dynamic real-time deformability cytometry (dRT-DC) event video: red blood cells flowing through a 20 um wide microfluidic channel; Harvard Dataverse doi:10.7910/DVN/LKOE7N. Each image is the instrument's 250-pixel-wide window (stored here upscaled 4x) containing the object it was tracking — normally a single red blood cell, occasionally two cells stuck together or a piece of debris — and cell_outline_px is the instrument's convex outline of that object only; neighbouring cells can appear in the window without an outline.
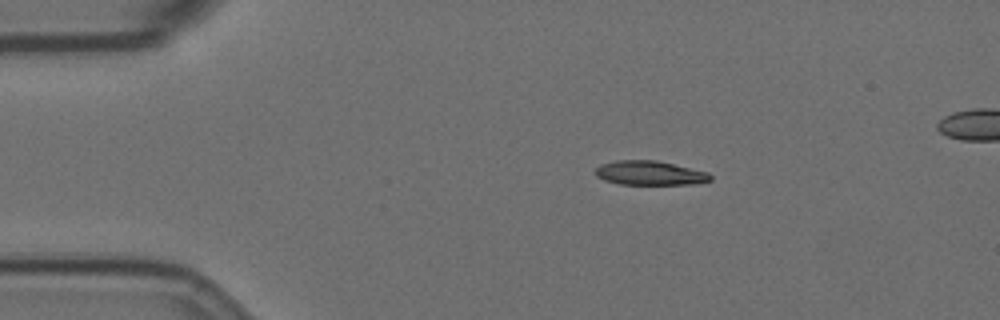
{"species": "Egyptian fruit bat (a non-hibernating species)", "species_latin": "Rousettus aegyptiacus", "temperature_condition": "room temperature", "stored_images_in_passage": 46, "camera_frame_rate_fps": 3000, "um_per_image_px": 0.085, "animal": {"sex": "female"}, "frame": {"image": 1, "passage_image": 1, "time_ms": 0.0, "image_size_px": [1000, 320], "cell_outline_px": [[712, 180], [696, 184], [620, 184], [604, 180], [596, 176], [596, 168], [600, 164], [616, 160], [656, 160], [708, 172], [712, 176]], "centroid_in_image_um": [55.24, 14.7], "position_along_channel_um": 29.8, "area_um2": 16.24}}
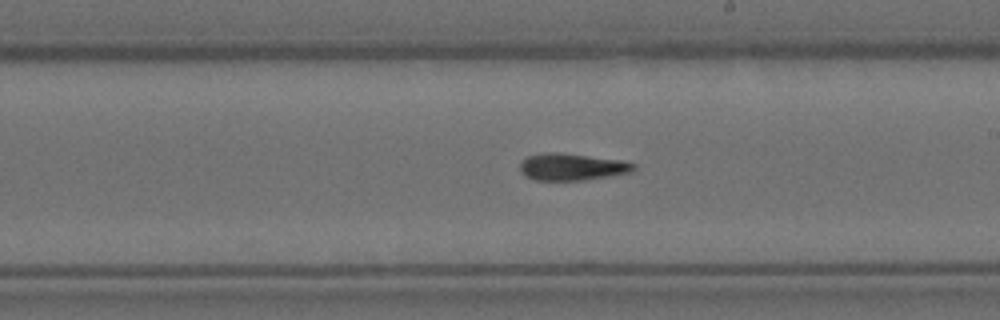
{"frame": {"image": 2, "passage_image": 23, "time_ms": 7.333, "image_size_px": [1000, 320], "cell_outline_px": [[636, 168], [632, 172], [584, 180], [536, 180], [524, 176], [520, 172], [520, 164], [528, 156], [544, 152], [560, 152], [620, 160], [636, 164]], "centroid_in_image_um": [48.6, 14.18], "position_along_channel_um": 240.4, "area_um2": 17.86}}
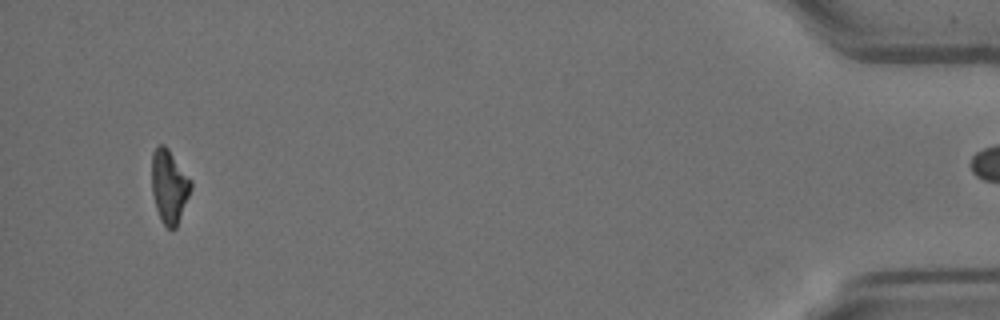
{"frame": {"image": 3, "passage_image": 45, "time_ms": 14.667, "image_size_px": [1000, 320], "cell_outline_px": [[192, 188], [176, 228], [168, 228], [160, 220], [156, 208], [152, 192], [152, 152], [160, 144], [164, 144], [168, 148], [192, 180]], "centroid_in_image_um": [14.39, 15.83], "position_along_channel_um": 420.8, "area_um2": 16.76}}